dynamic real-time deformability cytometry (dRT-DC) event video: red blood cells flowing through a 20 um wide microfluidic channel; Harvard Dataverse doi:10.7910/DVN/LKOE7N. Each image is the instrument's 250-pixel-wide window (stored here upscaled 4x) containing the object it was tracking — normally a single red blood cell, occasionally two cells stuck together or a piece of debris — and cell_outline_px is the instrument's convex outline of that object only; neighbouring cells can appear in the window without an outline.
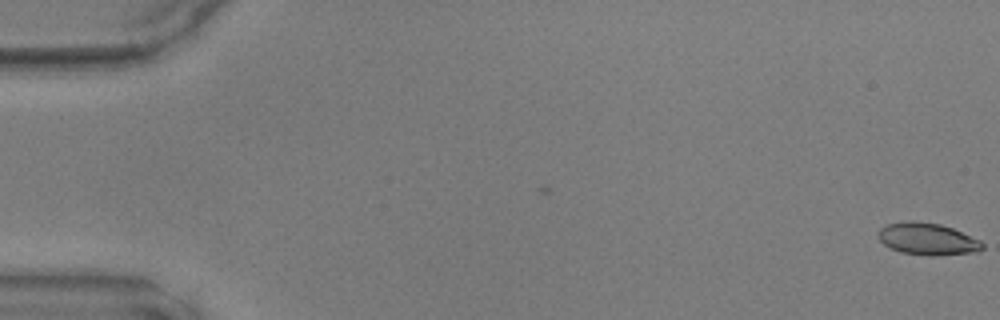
{"species": "common noctule bat (a hibernating species)", "species_latin": "Nyctalus noctula", "temperature_condition": "warm", "stored_images_in_passage": 2, "camera_frame_rate_fps": 3000, "um_per_image_px": 0.085, "animal": {"sex": "male", "body_mass_g": 17.9, "forearm_length_mm": 54.2}, "frame": {"image": 1, "passage_image": 2, "time_ms": 0.333, "image_size_px": [1000, 320], "cell_outline_px": [[984, 248], [976, 252], [932, 256], [900, 252], [884, 244], [880, 240], [880, 228], [888, 224], [908, 220], [912, 220], [940, 224], [952, 228], [980, 240], [984, 244]], "centroid_in_image_um": [78.87, 20.31], "position_along_channel_um": 6.1, "area_um2": 19.25}}